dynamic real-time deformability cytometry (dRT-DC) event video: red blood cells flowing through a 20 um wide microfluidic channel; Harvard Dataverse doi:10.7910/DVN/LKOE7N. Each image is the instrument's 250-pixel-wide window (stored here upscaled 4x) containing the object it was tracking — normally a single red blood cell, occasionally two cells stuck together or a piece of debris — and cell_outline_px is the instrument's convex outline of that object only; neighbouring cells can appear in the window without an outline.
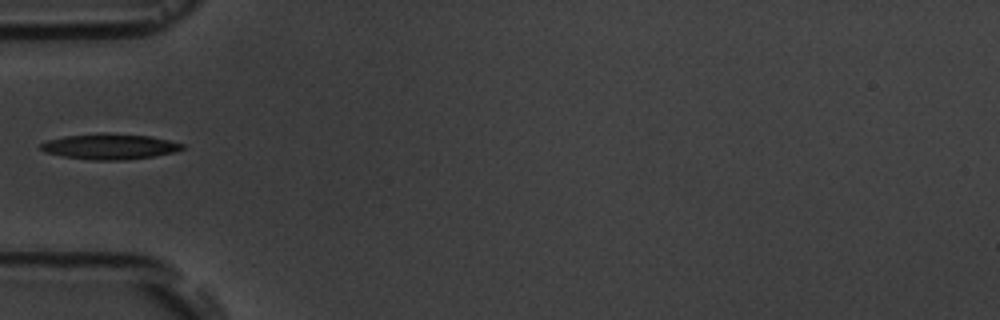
{"species": "common noctule bat (a hibernating species)", "species_latin": "Nyctalus noctula", "temperature_condition": "room temperature", "stored_images_in_passage": 2, "camera_frame_rate_fps": 3000, "um_per_image_px": 0.085, "animal": {"sex": "male", "body_mass_g": 19.5, "forearm_length_mm": 54.6}, "frame": {"image": 1, "passage_image": 1, "time_ms": 0.0, "image_size_px": [1000, 320], "cell_outline_px": [[184, 148], [176, 152], [152, 156], [124, 160], [92, 160], [64, 156], [44, 152], [40, 148], [40, 144], [44, 140], [64, 136], [104, 132], [148, 136], [168, 140], [184, 144]], "centroid_in_image_um": [9.29, 12.44], "position_along_channel_um": 75.7, "area_um2": 21.15}}
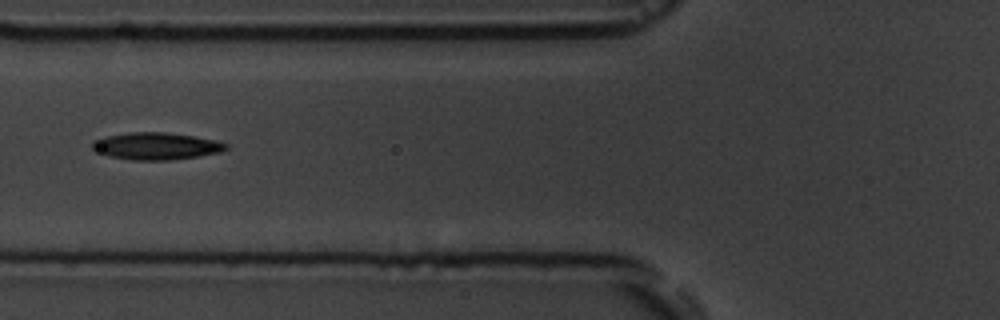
{"frame": {"image": 2, "passage_image": 2, "time_ms": 1.0, "image_size_px": [1000, 320], "cell_outline_px": [[228, 148], [220, 152], [196, 156], [168, 160], [132, 160], [108, 156], [96, 152], [92, 148], [92, 140], [104, 136], [128, 132], [164, 132], [192, 136], [216, 140], [228, 144]], "centroid_in_image_um": [13.22, 12.41], "position_along_channel_um": 112.6, "area_um2": 21.15}}